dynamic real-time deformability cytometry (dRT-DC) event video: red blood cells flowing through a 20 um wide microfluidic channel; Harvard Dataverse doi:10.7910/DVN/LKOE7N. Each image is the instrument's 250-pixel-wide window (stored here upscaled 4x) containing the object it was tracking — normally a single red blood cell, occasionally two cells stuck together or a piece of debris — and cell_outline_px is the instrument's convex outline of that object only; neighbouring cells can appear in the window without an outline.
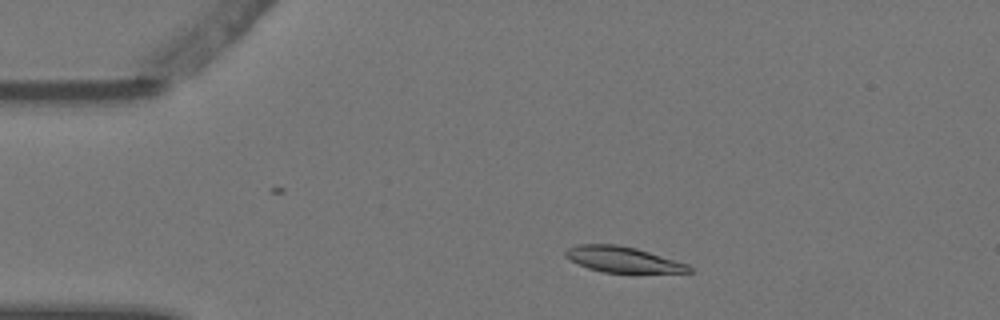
{"species": "Egyptian fruit bat (a non-hibernating species)", "species_latin": "Rousettus aegyptiacus", "temperature_condition": "warm", "stored_images_in_passage": 5, "camera_frame_rate_fps": 3000, "um_per_image_px": 0.085, "animal": {"sex": "female"}, "frame": {"image": 1, "passage_image": 2, "time_ms": 0.333, "image_size_px": [1000, 320], "cell_outline_px": [[696, 272], [636, 276], [632, 276], [604, 272], [588, 268], [564, 256], [564, 252], [568, 248], [580, 244], [616, 244], [636, 248], [688, 264]], "centroid_in_image_um": [53.08, 22.13], "position_along_channel_um": 31.9, "area_um2": 19.59}}
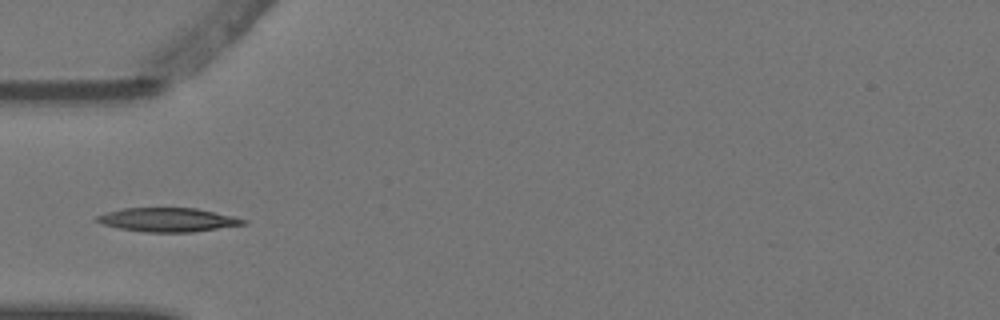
{"frame": {"image": 2, "passage_image": 4, "time_ms": 1.0, "image_size_px": [1000, 320], "cell_outline_px": [[248, 224], [192, 232], [144, 232], [120, 228], [100, 224], [96, 220], [96, 216], [108, 212], [124, 208], [196, 208], [216, 212], [248, 220]], "centroid_in_image_um": [14.3, 18.68], "position_along_channel_um": 70.7, "area_um2": 20.35}}